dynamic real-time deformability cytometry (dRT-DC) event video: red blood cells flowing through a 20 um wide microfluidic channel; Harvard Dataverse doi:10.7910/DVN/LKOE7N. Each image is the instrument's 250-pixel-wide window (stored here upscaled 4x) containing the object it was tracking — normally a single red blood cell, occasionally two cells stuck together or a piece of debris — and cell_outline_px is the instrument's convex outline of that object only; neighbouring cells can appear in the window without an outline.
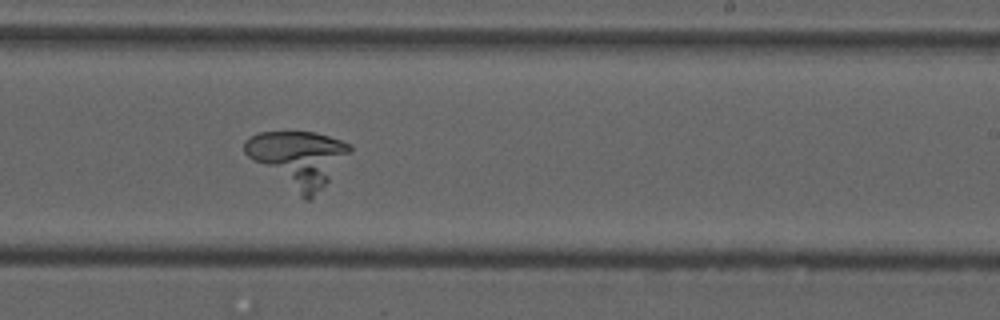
{"species": "common noctule bat (a hibernating species)", "species_latin": "Nyctalus noctula", "temperature_condition": "cold", "stored_images_in_passage": 56, "camera_frame_rate_fps": 3000, "um_per_image_px": 0.085, "animal": {"sex": "male", "forearm_length_mm": 52.5}, "frame": {"image": 1, "passage_image": 33, "time_ms": 10.667, "image_size_px": [1000, 320], "cell_outline_px": [[352, 152], [328, 180], [308, 200], [304, 200], [248, 156], [244, 152], [244, 140], [248, 136], [260, 132], [316, 132], [352, 144]], "centroid_in_image_um": [25.35, 13.44], "position_along_channel_um": 263.6, "area_um2": 33.58}}
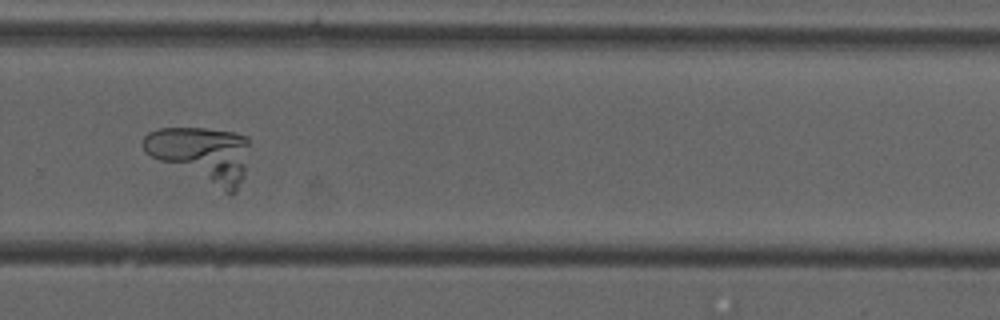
{"frame": {"image": 2, "passage_image": 37, "time_ms": 12.0, "image_size_px": [1000, 320], "cell_outline_px": [[248, 144], [244, 172], [236, 192], [232, 196], [144, 152], [140, 144], [144, 136], [148, 132], [160, 128], [204, 128], [236, 132], [248, 136]], "centroid_in_image_um": [17.13, 13.09], "position_along_channel_um": 312.7, "area_um2": 34.04}}